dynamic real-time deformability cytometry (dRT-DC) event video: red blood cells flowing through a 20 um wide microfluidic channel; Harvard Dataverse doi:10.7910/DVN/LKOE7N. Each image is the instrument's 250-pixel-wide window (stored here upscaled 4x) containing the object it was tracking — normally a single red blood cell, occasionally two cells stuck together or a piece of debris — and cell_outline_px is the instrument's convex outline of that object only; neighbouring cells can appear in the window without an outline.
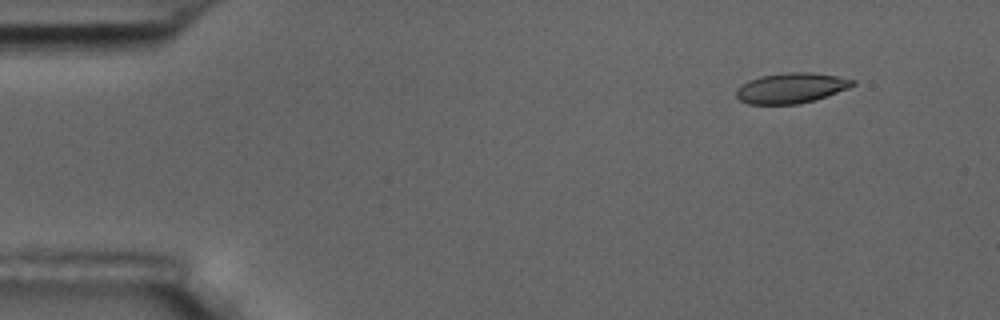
{"species": "common noctule bat (a hibernating species)", "species_latin": "Nyctalus noctula", "temperature_condition": "room temperature", "stored_images_in_passage": 5, "camera_frame_rate_fps": 3000, "um_per_image_px": 0.085, "animal": {"sex": "male", "body_mass_g": 17.5, "forearm_length_mm": 52.3}, "frame": {"image": 1, "passage_image": 2, "time_ms": 1.333, "image_size_px": [1000, 320], "cell_outline_px": [[856, 84], [848, 88], [816, 100], [796, 104], [748, 104], [740, 100], [736, 96], [736, 88], [748, 80], [760, 76], [788, 72], [812, 72], [836, 76], [856, 80]], "centroid_in_image_um": [67.24, 7.48], "position_along_channel_um": 17.8, "area_um2": 20.63}}